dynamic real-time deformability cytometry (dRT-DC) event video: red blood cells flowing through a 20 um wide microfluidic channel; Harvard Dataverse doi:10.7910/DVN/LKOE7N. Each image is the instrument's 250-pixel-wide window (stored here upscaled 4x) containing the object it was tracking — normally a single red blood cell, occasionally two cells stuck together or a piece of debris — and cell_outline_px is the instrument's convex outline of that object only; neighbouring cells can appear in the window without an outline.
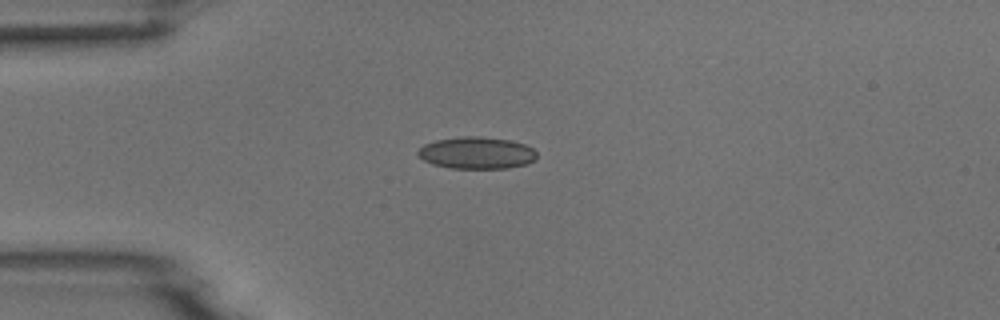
{"species": "common noctule bat (a hibernating species)", "species_latin": "Nyctalus noctula", "temperature_condition": "room temperature", "stored_images_in_passage": 5, "camera_frame_rate_fps": 3000, "um_per_image_px": 0.085, "animal": {"sex": "male", "body_mass_g": 18.8}, "frame": {"image": 1, "passage_image": 1, "time_ms": 0.0, "image_size_px": [1000, 320], "cell_outline_px": [[536, 160], [528, 164], [508, 168], [448, 168], [432, 164], [424, 160], [416, 152], [424, 144], [436, 140], [464, 136], [480, 136], [512, 140], [524, 144], [532, 148], [536, 152]], "centroid_in_image_um": [40.54, 12.99], "position_along_channel_um": 44.5, "area_um2": 22.25}}
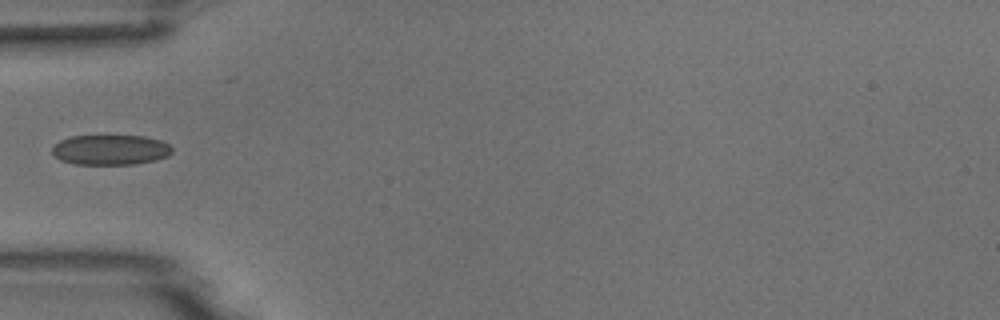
{"frame": {"image": 2, "passage_image": 2, "time_ms": 1.333, "image_size_px": [1000, 320], "cell_outline_px": [[172, 152], [168, 156], [156, 160], [136, 164], [72, 164], [60, 160], [52, 152], [52, 148], [60, 140], [68, 136], [144, 136], [160, 140], [168, 144], [172, 148]], "centroid_in_image_um": [9.39, 12.74], "position_along_channel_um": 75.6, "area_um2": 21.1}}